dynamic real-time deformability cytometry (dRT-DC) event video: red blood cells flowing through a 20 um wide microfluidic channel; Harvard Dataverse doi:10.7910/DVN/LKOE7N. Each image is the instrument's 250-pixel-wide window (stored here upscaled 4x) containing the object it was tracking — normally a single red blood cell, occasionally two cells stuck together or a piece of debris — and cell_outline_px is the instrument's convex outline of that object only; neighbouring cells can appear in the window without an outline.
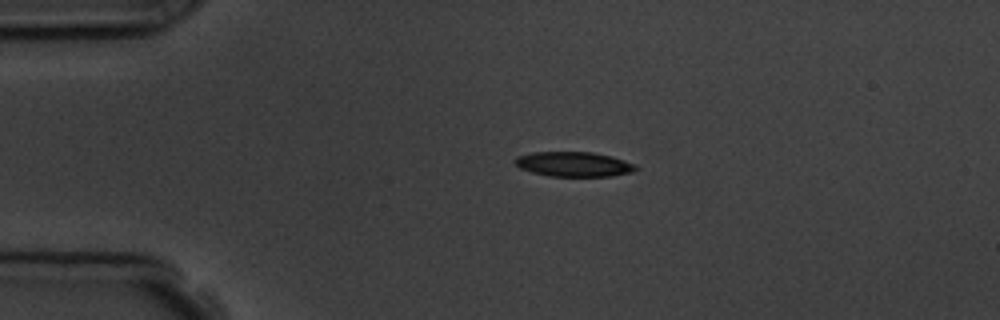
{"species": "common noctule bat (a hibernating species)", "species_latin": "Nyctalus noctula", "temperature_condition": "room temperature", "stored_images_in_passage": 4, "camera_frame_rate_fps": 3000, "um_per_image_px": 0.085, "animal": {"sex": "male", "body_mass_g": 19.5, "forearm_length_mm": 54.6}, "frame": {"image": 1, "passage_image": 3, "time_ms": 3.0, "image_size_px": [1000, 320], "cell_outline_px": [[640, 168], [632, 172], [612, 176], [548, 176], [532, 172], [520, 168], [512, 160], [516, 156], [532, 152], [592, 152], [612, 156], [636, 164]], "centroid_in_image_um": [48.78, 13.95], "position_along_channel_um": 36.2, "area_um2": 17.63}}